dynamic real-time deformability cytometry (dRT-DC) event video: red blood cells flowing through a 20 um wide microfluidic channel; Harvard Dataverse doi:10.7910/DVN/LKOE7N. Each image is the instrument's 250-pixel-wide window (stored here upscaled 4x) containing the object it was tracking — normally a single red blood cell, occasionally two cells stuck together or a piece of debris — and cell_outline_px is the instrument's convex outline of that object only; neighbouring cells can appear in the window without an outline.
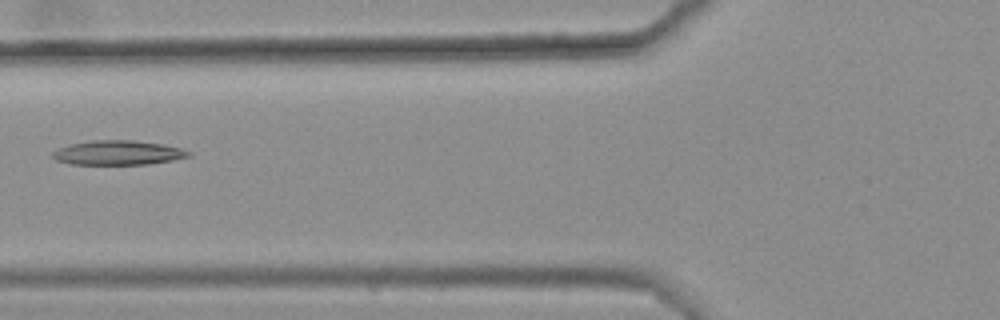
{"species": "common noctule bat (a hibernating species)", "species_latin": "Nyctalus noctula", "temperature_condition": "warm", "stored_images_in_passage": 4, "camera_frame_rate_fps": 3000, "um_per_image_px": 0.085, "animal": {"sex": "female", "body_mass_g": 25.1}, "frame": {"image": 1, "passage_image": 3, "time_ms": 0.667, "image_size_px": [1000, 320], "cell_outline_px": [[192, 156], [172, 160], [148, 164], [68, 164], [56, 160], [52, 156], [52, 152], [56, 148], [72, 144], [92, 140], [132, 140], [164, 144], [180, 148], [192, 152]], "centroid_in_image_um": [10.03, 12.98], "position_along_channel_um": 115.8, "area_um2": 19.42}}
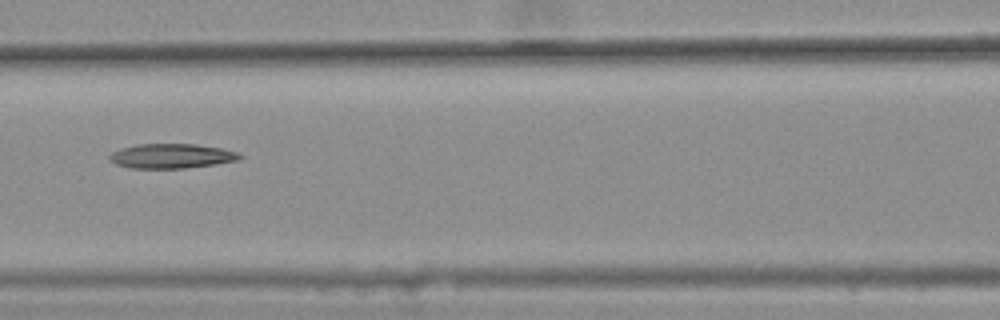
{"frame": {"image": 2, "passage_image": 4, "time_ms": 1.0, "image_size_px": [1000, 320], "cell_outline_px": [[244, 156], [240, 160], [216, 164], [184, 168], [132, 168], [116, 164], [108, 160], [108, 156], [112, 152], [120, 148], [136, 144], [196, 144], [220, 148], [240, 152]], "centroid_in_image_um": [14.6, 13.26], "position_along_channel_um": 152.0, "area_um2": 18.84}}